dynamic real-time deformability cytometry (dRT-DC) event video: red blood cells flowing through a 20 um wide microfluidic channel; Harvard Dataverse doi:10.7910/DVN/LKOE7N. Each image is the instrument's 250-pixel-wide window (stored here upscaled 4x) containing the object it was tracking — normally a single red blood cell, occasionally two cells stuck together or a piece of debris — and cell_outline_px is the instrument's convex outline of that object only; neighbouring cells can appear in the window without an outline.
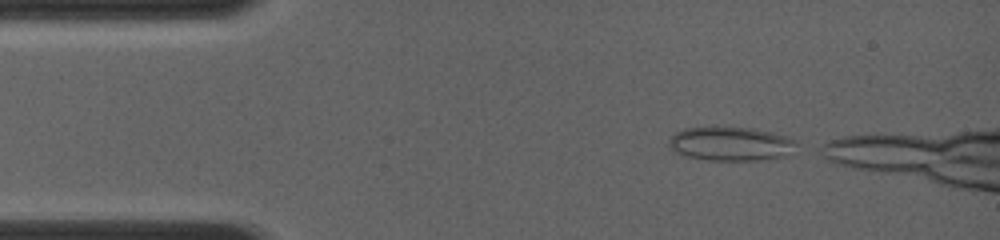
{"species": "common noctule bat (a hibernating species)", "species_latin": "Nyctalus noctula", "temperature_condition": "room temperature", "stored_images_in_passage": 5, "camera_frame_rate_fps": 4000, "um_per_image_px": 0.085, "animal": {"sex": "female", "body_mass_g": 19.0, "forearm_length_mm": 56.7}, "frame": {"image": 1, "passage_image": 1, "time_ms": 0.0, "image_size_px": [1000, 240], "cell_outline_px": [[796, 144], [788, 156], [760, 160], [708, 160], [684, 156], [676, 152], [668, 144], [668, 140], [676, 132], [684, 128], [712, 124], [752, 128], [784, 136], [796, 140]], "centroid_in_image_um": [62.05, 12.19], "position_along_channel_um": 22.9, "area_um2": 25.84}}